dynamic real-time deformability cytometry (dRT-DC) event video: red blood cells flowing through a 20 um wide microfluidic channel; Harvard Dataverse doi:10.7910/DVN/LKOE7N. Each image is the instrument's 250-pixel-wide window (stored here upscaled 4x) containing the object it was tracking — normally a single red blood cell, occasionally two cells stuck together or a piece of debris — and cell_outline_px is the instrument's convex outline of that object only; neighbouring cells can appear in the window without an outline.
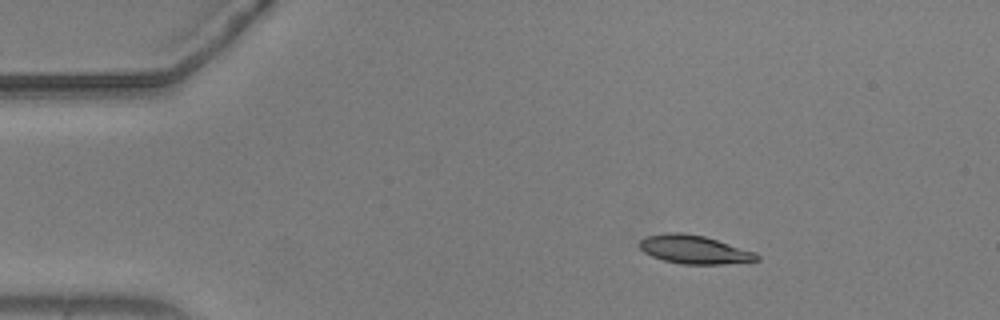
{"species": "common noctule bat (a hibernating species)", "species_latin": "Nyctalus noctula", "temperature_condition": "warm", "stored_images_in_passage": 5, "camera_frame_rate_fps": 3000, "um_per_image_px": 0.085, "animal": {"sex": "male", "body_mass_g": 20.5, "forearm_length_mm": 52.5}, "frame": {"image": 1, "passage_image": 1, "time_ms": 0.0, "image_size_px": [1000, 320], "cell_outline_px": [[760, 260], [720, 264], [680, 264], [664, 260], [652, 256], [644, 252], [640, 248], [640, 240], [644, 236], [668, 232], [680, 232], [704, 236], [756, 252], [760, 256]], "centroid_in_image_um": [59.0, 21.2], "position_along_channel_um": 26.0, "area_um2": 19.42}}